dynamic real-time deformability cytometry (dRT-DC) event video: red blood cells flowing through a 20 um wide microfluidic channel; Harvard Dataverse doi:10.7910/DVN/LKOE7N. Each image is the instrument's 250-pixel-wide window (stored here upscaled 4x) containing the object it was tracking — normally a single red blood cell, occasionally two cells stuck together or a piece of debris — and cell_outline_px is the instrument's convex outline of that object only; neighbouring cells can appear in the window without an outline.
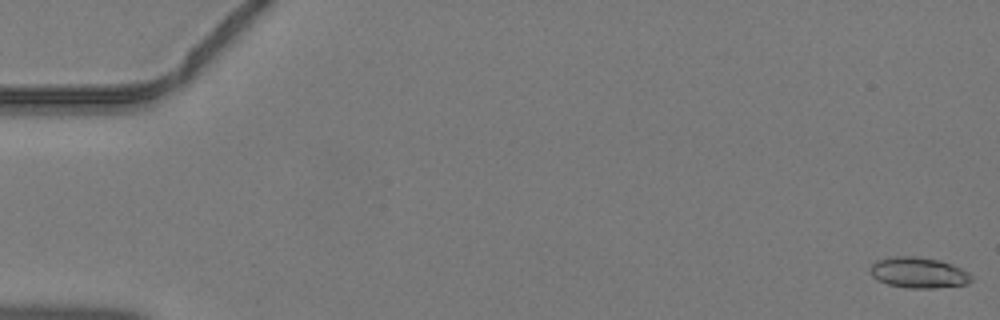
{"species": "common noctule bat (a hibernating species)", "species_latin": "Nyctalus noctula", "temperature_condition": "warm", "stored_images_in_passage": 13, "camera_frame_rate_fps": 3000, "um_per_image_px": 0.085, "animal": {"sex": "male", "body_mass_g": 19.2, "forearm_length_mm": 51.8}, "frame": {"image": 1, "passage_image": 1, "time_ms": 0.0, "image_size_px": [1000, 320], "cell_outline_px": [[972, 280], [968, 284], [936, 288], [908, 288], [888, 284], [876, 280], [872, 276], [868, 268], [876, 260], [892, 256], [916, 256], [940, 260], [952, 264], [968, 272], [972, 276]], "centroid_in_image_um": [78.05, 23.17], "position_along_channel_um": 6.9, "area_um2": 18.38}}
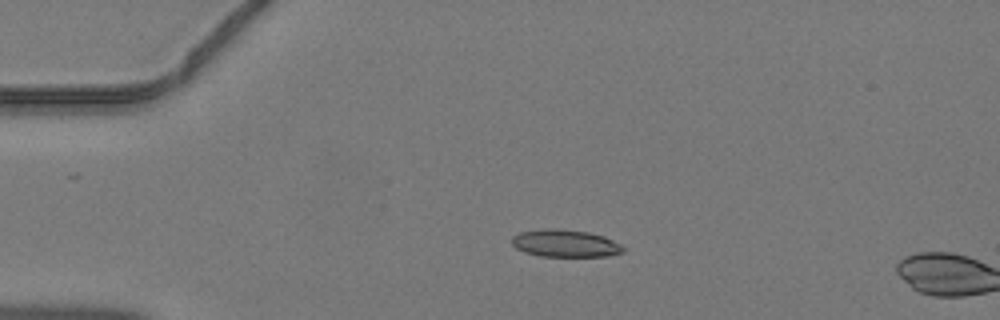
{"frame": {"image": 2, "passage_image": 11, "time_ms": 3.333, "image_size_px": [1000, 320], "cell_outline_px": [[624, 252], [608, 256], [540, 256], [524, 252], [516, 248], [512, 244], [512, 236], [520, 232], [548, 228], [556, 228], [588, 232], [604, 236], [620, 244], [624, 248]], "centroid_in_image_um": [48.03, 20.68], "position_along_channel_um": 37.0, "area_um2": 17.74}}